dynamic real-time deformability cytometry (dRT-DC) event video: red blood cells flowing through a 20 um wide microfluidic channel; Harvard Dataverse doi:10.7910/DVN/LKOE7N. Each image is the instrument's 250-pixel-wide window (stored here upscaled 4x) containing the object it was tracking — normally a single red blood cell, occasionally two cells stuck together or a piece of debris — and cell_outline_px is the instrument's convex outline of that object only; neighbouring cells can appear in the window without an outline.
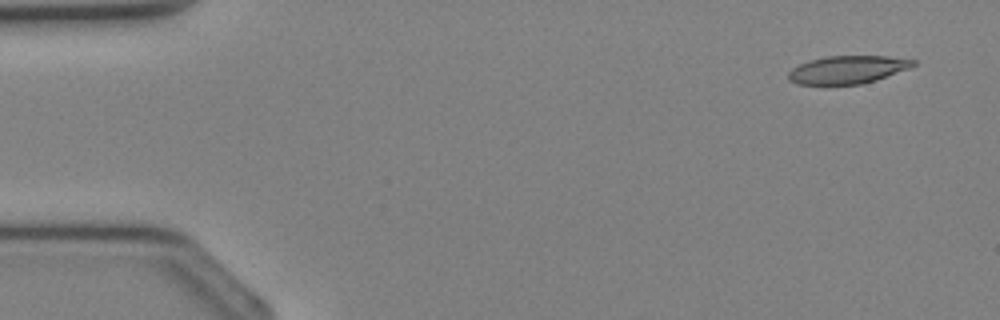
{"species": "Egyptian fruit bat (a non-hibernating species)", "species_latin": "Rousettus aegyptiacus", "temperature_condition": "cold", "stored_images_in_passage": 6, "camera_frame_rate_fps": 3000, "um_per_image_px": 0.085, "animal": {"sex": "female"}, "frame": {"image": 1, "passage_image": 1, "time_ms": 0.0, "image_size_px": [1000, 320], "cell_outline_px": [[916, 64], [908, 68], [876, 80], [860, 84], [796, 84], [788, 80], [788, 72], [792, 68], [808, 60], [828, 56], [888, 56], [916, 60]], "centroid_in_image_um": [72.01, 5.91], "position_along_channel_um": 13.0, "area_um2": 20.17}}